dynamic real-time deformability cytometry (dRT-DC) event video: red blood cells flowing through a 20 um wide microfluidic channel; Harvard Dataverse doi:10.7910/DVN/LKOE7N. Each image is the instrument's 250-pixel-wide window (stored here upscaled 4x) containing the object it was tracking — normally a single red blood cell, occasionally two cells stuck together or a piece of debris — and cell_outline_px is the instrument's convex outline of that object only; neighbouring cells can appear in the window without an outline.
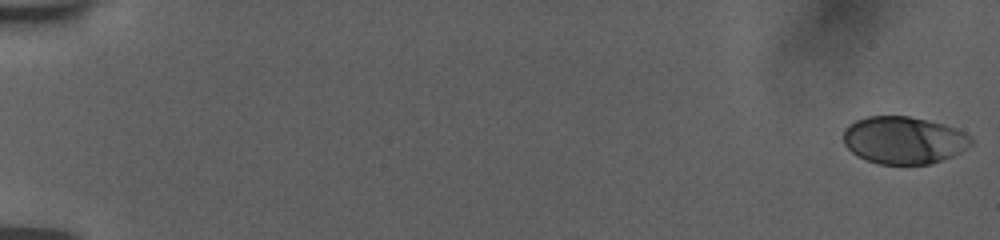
{"species": "human", "species_latin": "Homo sapiens", "temperature_condition": "room temperature", "stored_images_in_passage": 27, "camera_frame_rate_fps": 3000, "um_per_image_px": 0.085, "donor": {"sex": "female"}, "frame": {"image": 1, "passage_image": 1, "time_ms": 0.0, "image_size_px": [1000, 240], "cell_outline_px": [[972, 144], [952, 156], [932, 164], [880, 164], [868, 160], [852, 152], [844, 144], [844, 128], [856, 120], [868, 116], [908, 116], [928, 120], [944, 124], [956, 128], [964, 132], [972, 140]], "centroid_in_image_um": [76.82, 11.91], "position_along_channel_um": 8.2, "area_um2": 35.08}}
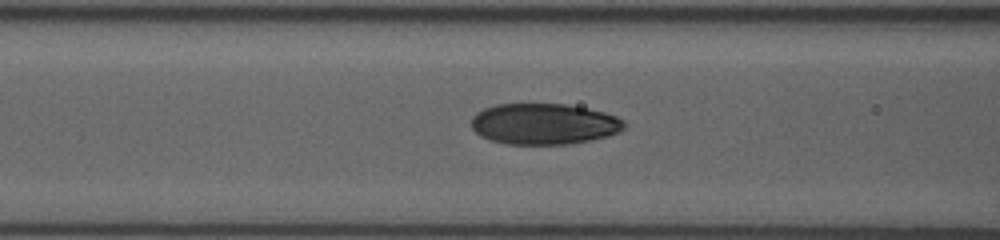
{"frame": {"image": 2, "passage_image": 20, "time_ms": 8.0, "image_size_px": [1000, 240], "cell_outline_px": [[628, 124], [620, 132], [608, 136], [592, 140], [568, 144], [508, 144], [488, 140], [480, 136], [472, 128], [472, 116], [476, 112], [484, 108], [496, 104], [564, 104], [604, 112], [616, 116], [624, 120]], "centroid_in_image_um": [46.24, 10.54], "position_along_channel_um": 120.4, "area_um2": 36.76}}
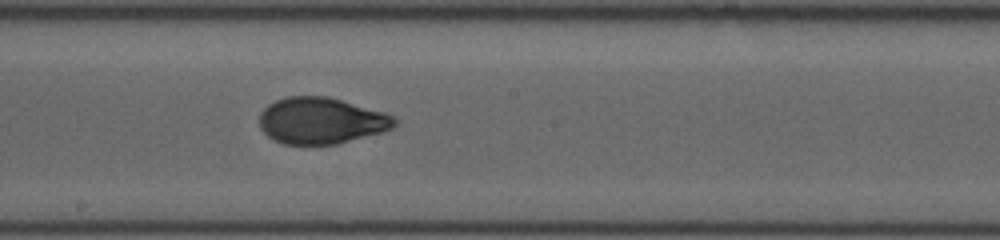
{"frame": {"image": 3, "passage_image": 27, "time_ms": 10.667, "image_size_px": [1000, 240], "cell_outline_px": [[400, 120], [392, 128], [384, 132], [336, 144], [284, 144], [272, 140], [260, 128], [260, 112], [268, 104], [276, 100], [288, 96], [328, 96], [384, 112]], "centroid_in_image_um": [27.31, 10.26], "position_along_channel_um": 220.9, "area_um2": 36.7}}